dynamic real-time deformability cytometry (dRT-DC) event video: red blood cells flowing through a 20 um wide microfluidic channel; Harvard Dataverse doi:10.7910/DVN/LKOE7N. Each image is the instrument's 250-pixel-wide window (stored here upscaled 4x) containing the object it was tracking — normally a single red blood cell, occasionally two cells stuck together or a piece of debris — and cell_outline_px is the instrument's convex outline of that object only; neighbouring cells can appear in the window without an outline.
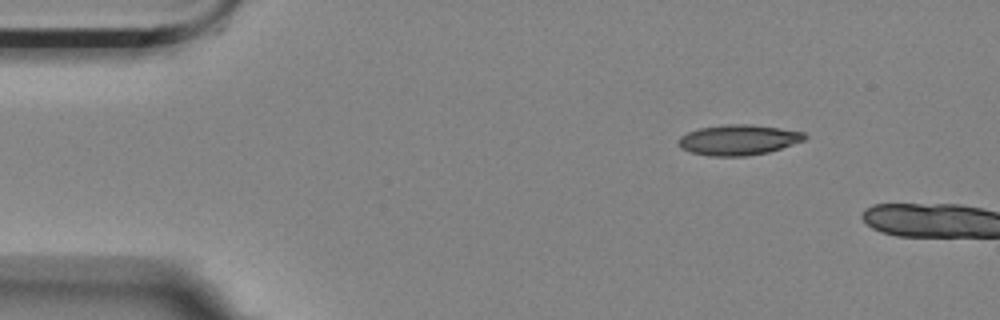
{"species": "Egyptian fruit bat (a non-hibernating species)", "species_latin": "Rousettus aegyptiacus", "temperature_condition": "room temperature", "stored_images_in_passage": 2, "camera_frame_rate_fps": 3000, "um_per_image_px": 0.085, "animal": {"sex": "female"}, "frame": {"image": 1, "passage_image": 1, "time_ms": 0.0, "image_size_px": [1000, 320], "cell_outline_px": [[808, 136], [804, 140], [768, 152], [748, 156], [708, 156], [688, 152], [680, 148], [676, 144], [680, 136], [688, 132], [700, 128], [728, 124], [752, 124], [780, 128], [804, 132]], "centroid_in_image_um": [62.72, 11.89], "position_along_channel_um": 22.3, "area_um2": 22.48}}